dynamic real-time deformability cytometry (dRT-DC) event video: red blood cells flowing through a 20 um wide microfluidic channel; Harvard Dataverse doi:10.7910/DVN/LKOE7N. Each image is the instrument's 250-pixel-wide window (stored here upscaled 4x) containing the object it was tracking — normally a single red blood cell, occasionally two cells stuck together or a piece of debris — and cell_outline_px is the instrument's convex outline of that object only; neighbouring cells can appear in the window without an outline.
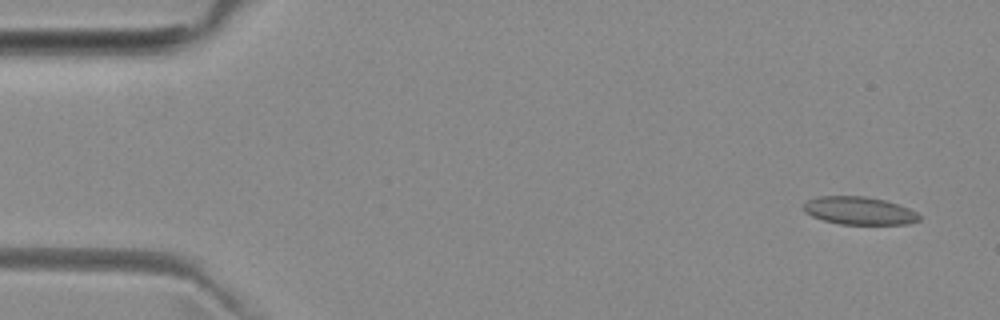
{"species": "common noctule bat (a hibernating species)", "species_latin": "Nyctalus noctula", "temperature_condition": "room temperature", "stored_images_in_passage": 5, "camera_frame_rate_fps": 3000, "um_per_image_px": 0.085, "animal": {"sex": "female", "body_mass_g": 29.2, "forearm_length_mm": 56.3}, "frame": {"image": 1, "passage_image": 1, "time_ms": 0.0, "image_size_px": [1000, 320], "cell_outline_px": [[920, 220], [908, 224], [840, 224], [824, 220], [812, 216], [804, 212], [804, 204], [808, 200], [820, 196], [864, 196], [884, 200], [908, 208], [916, 212], [920, 216]], "centroid_in_image_um": [73.03, 17.91], "position_along_channel_um": 12.0, "area_um2": 18.61}}